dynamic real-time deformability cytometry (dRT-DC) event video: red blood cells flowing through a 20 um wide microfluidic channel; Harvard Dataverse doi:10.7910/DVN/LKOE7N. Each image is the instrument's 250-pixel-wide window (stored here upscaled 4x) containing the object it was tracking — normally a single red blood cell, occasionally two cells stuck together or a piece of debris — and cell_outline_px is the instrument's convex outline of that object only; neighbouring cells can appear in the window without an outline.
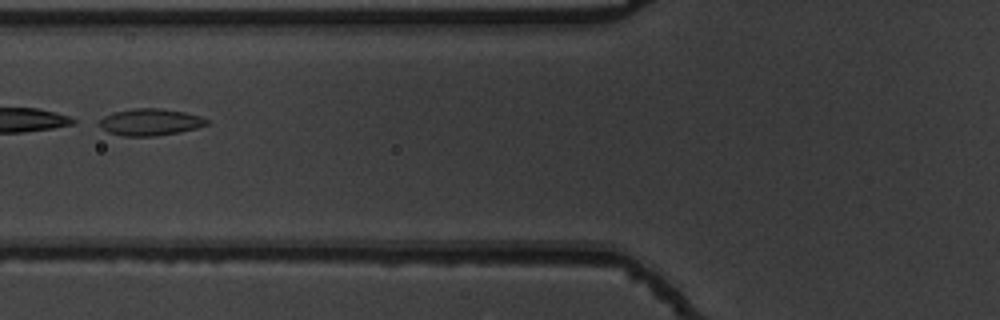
{"species": "common noctule bat (a hibernating species)", "species_latin": "Nyctalus noctula", "temperature_condition": "warm", "stored_images_in_passage": 37, "camera_frame_rate_fps": 3000, "um_per_image_px": 0.085, "animal": {"sex": "male", "body_mass_g": 19.5, "forearm_length_mm": 54.6}, "frame": {"image": 1, "passage_image": 6, "time_ms": 1.667, "image_size_px": [1000, 320], "cell_outline_px": [[208, 124], [196, 128], [180, 132], [156, 136], [124, 136], [108, 132], [96, 124], [96, 120], [104, 116], [116, 112], [132, 108], [160, 108], [184, 112], [200, 116], [208, 120]], "centroid_in_image_um": [12.72, 10.38], "position_along_channel_um": 113.1, "area_um2": 16.88}}
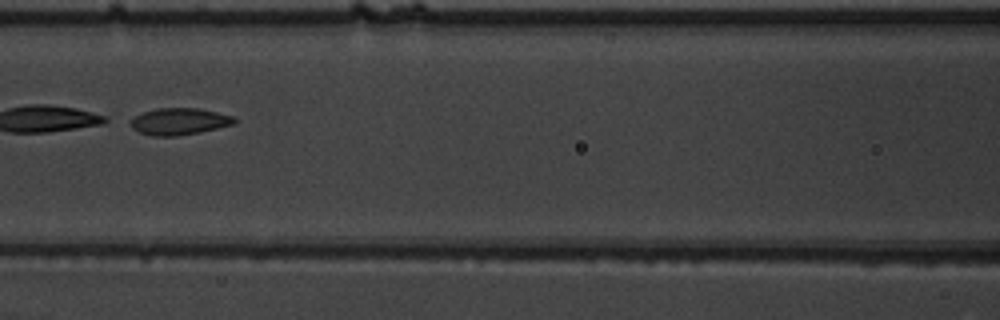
{"frame": {"image": 2, "passage_image": 9, "time_ms": 2.667, "image_size_px": [1000, 320], "cell_outline_px": [[236, 124], [200, 132], [176, 136], [152, 136], [140, 132], [132, 128], [128, 120], [144, 112], [156, 108], [196, 108], [216, 112], [232, 116], [236, 120]], "centroid_in_image_um": [15.22, 10.33], "position_along_channel_um": 151.4, "area_um2": 16.18}, "authors_computed_cell_mechanics": {"area_um2": 16.5886, "velocity_mm_per_s": 3.821, "shape_relaxation_time_tau1_ms": null, "shape_relaxation_time_tau2_ms": 2.1815, "deformation_change_tau1": null, "deformation_change_tau2": 0.0851}}